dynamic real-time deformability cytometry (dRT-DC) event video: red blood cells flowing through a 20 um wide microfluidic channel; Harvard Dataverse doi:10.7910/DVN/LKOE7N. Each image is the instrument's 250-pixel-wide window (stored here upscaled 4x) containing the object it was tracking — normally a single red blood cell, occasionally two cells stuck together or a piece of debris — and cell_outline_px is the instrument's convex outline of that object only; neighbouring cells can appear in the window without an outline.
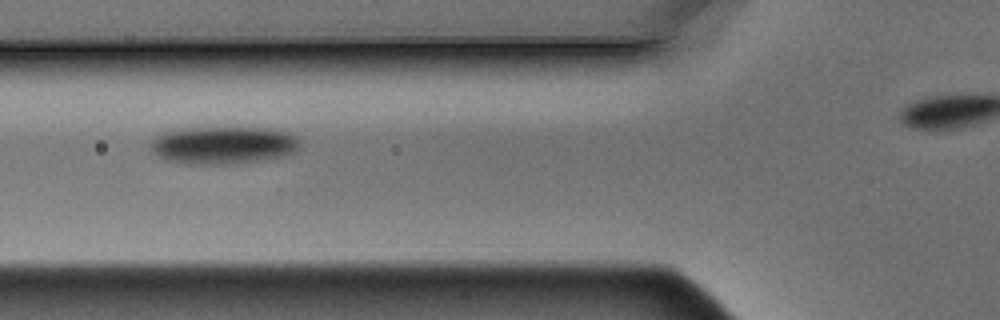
{"species": "Egyptian fruit bat (a non-hibernating species)", "species_latin": "Rousettus aegyptiacus", "temperature_condition": "warm", "stored_images_in_passage": 4, "segment_of_instrument_passage": [1, 2], "camera_frame_rate_fps": 3000, "um_per_image_px": 0.085, "animal": {"sex": "male"}, "frame": {"image": 1, "passage_image": 2, "time_ms": 0.333, "image_size_px": [1000, 320], "cell_outline_px": [[300, 148], [296, 152], [280, 156], [260, 160], [228, 164], [188, 164], [168, 160], [152, 152], [152, 140], [156, 136], [164, 132], [184, 128], [268, 128], [288, 132], [296, 136], [300, 140]], "centroid_in_image_um": [19.02, 12.33], "position_along_channel_um": 106.8, "area_um2": 32.54}}
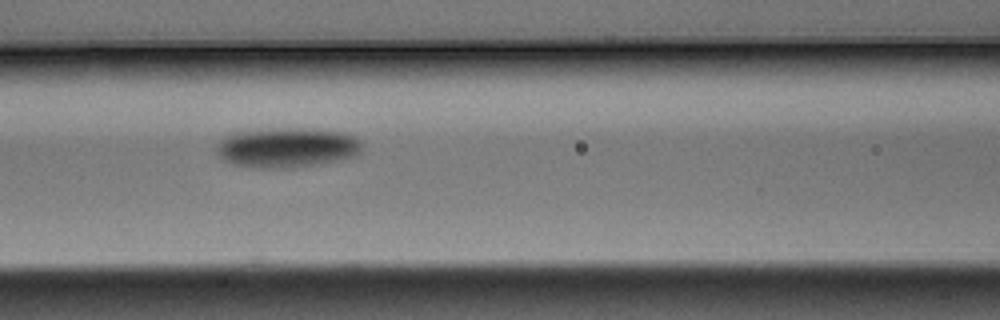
{"frame": {"image": 2, "passage_image": 3, "time_ms": 0.667, "image_size_px": [1000, 320], "cell_outline_px": [[360, 152], [352, 156], [312, 164], [284, 168], [256, 168], [232, 164], [224, 160], [216, 152], [216, 144], [224, 136], [236, 132], [284, 128], [296, 128], [344, 132], [352, 136], [360, 144]], "centroid_in_image_um": [24.28, 12.54], "position_along_channel_um": 142.3, "area_um2": 33.06}}